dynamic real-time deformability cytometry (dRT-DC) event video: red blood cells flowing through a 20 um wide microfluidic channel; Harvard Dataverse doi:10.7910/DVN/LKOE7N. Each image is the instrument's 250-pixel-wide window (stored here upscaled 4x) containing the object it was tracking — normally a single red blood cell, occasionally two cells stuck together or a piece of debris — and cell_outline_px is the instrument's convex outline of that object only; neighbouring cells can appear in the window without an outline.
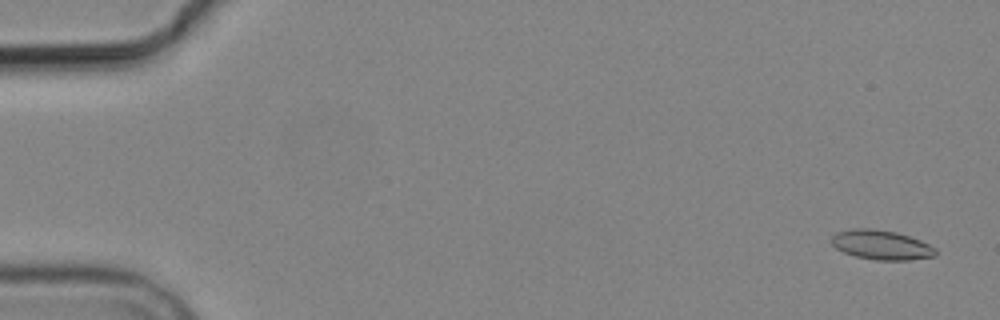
{"species": "common noctule bat (a hibernating species)", "species_latin": "Nyctalus noctula", "temperature_condition": "cold", "stored_images_in_passage": 14, "camera_frame_rate_fps": 3000, "um_per_image_px": 0.085, "animal": {"sex": "male", "body_mass_g": 19.2, "forearm_length_mm": 51.8}, "frame": {"image": 1, "passage_image": 1, "time_ms": 0.0, "image_size_px": [1000, 320], "cell_outline_px": [[936, 256], [908, 260], [876, 260], [856, 256], [844, 252], [836, 248], [832, 244], [832, 236], [836, 232], [852, 228], [872, 228], [896, 232], [920, 240], [936, 248]], "centroid_in_image_um": [74.91, 20.81], "position_along_channel_um": 10.1, "area_um2": 17.86}}
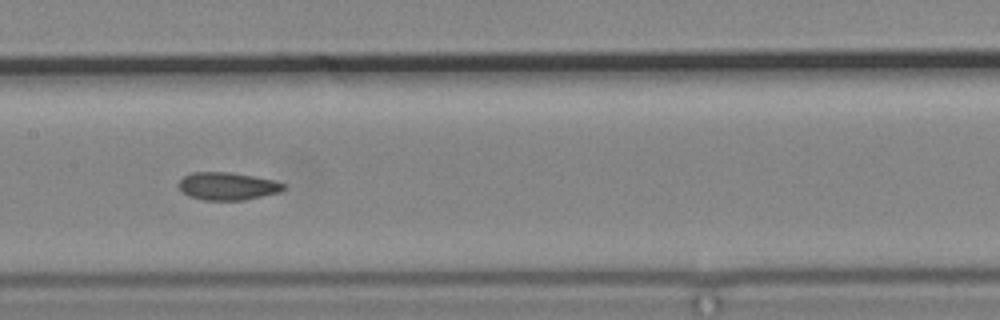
{"frame": {"image": 2, "passage_image": 8, "time_ms": 8.667, "image_size_px": [1000, 320], "cell_outline_px": [[284, 188], [280, 192], [244, 200], [204, 200], [188, 196], [176, 184], [184, 176], [192, 172], [228, 172], [252, 176], [272, 180], [284, 184]], "centroid_in_image_um": [19.29, 15.82], "position_along_channel_um": 188.1, "area_um2": 16.76}}
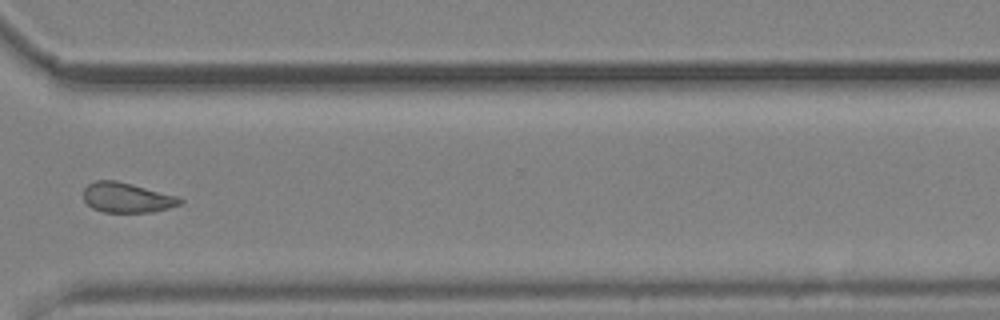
{"frame": {"image": 3, "passage_image": 12, "time_ms": 13.333, "image_size_px": [1000, 320], "cell_outline_px": [[184, 200], [180, 204], [168, 208], [152, 212], [104, 212], [92, 208], [84, 200], [84, 188], [88, 184], [96, 180], [116, 180], [180, 196]], "centroid_in_image_um": [10.81, 16.79], "position_along_channel_um": 359.8, "area_um2": 16.94}, "authors_computed_cell_mechanics": {"area_um2": 17.1377, "velocity_mm_per_s": 3.6927, "shape_relaxation_time_tau1_ms": 3.8172, "shape_relaxation_time_tau2_ms": 2.7645, "deformation_change_tau1": 0.0917, "deformation_change_tau2": 0.0696}}